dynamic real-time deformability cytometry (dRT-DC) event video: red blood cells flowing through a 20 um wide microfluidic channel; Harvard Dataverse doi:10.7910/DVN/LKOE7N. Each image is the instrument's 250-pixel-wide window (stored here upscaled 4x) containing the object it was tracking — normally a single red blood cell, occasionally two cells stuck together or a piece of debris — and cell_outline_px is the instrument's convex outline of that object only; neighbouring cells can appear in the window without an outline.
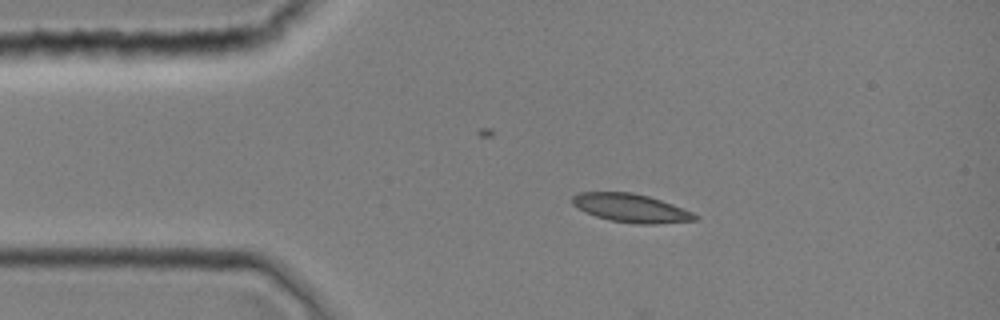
{"species": "common noctule bat (a hibernating species)", "species_latin": "Nyctalus noctula", "temperature_condition": "room temperature", "stored_images_in_passage": 1, "camera_frame_rate_fps": 3000, "um_per_image_px": 0.085, "animal": {"sex": "female", "body_mass_g": 19.0, "forearm_length_mm": 51.5}, "frame": {"image": 1, "passage_image": 1, "time_ms": 0.0, "image_size_px": [1000, 320], "cell_outline_px": [[700, 220], [656, 224], [636, 224], [612, 220], [596, 216], [572, 204], [572, 196], [580, 192], [632, 192], [648, 196], [672, 204], [692, 212], [700, 216]], "centroid_in_image_um": [53.69, 17.69], "position_along_channel_um": 31.3, "area_um2": 20.17}}